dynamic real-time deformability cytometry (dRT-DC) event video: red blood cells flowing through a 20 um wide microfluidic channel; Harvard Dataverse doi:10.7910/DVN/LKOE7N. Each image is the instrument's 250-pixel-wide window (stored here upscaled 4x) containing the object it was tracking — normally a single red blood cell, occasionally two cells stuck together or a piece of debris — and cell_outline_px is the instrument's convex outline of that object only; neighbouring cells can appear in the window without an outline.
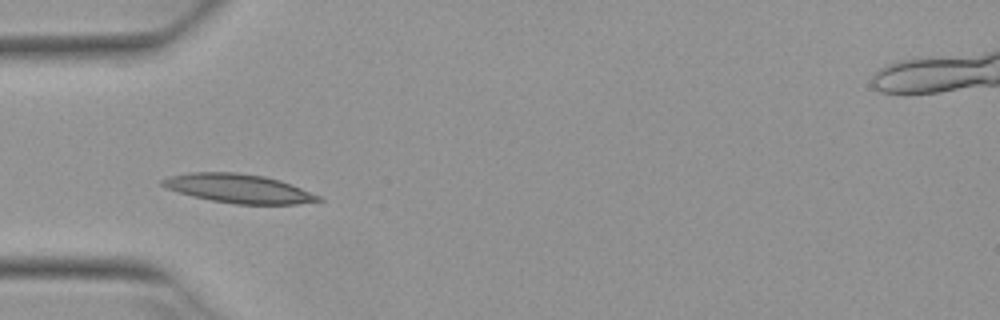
{"species": "Egyptian fruit bat (a non-hibernating species)", "species_latin": "Rousettus aegyptiacus", "temperature_condition": "warm", "stored_images_in_passage": 6, "camera_frame_rate_fps": 3000, "um_per_image_px": 0.085, "animal": {"sex": "female"}, "frame": {"image": 1, "passage_image": 4, "time_ms": 1.0, "image_size_px": [1000, 320], "cell_outline_px": [[324, 200], [296, 204], [236, 204], [212, 200], [192, 196], [168, 188], [160, 184], [160, 180], [172, 176], [188, 172], [236, 172], [264, 176], [280, 180], [292, 184], [320, 196]], "centroid_in_image_um": [20.3, 16.02], "position_along_channel_um": 64.7, "area_um2": 26.07}}
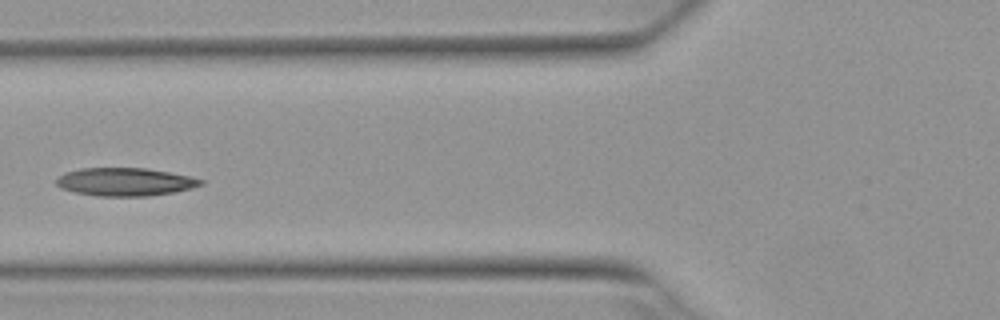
{"frame": {"image": 2, "passage_image": 5, "time_ms": 1.333, "image_size_px": [1000, 320], "cell_outline_px": [[204, 184], [192, 188], [176, 192], [148, 196], [96, 196], [76, 192], [60, 188], [56, 184], [56, 180], [64, 172], [80, 168], [144, 168], [192, 176], [204, 180]], "centroid_in_image_um": [10.65, 15.46], "position_along_channel_um": 115.1, "area_um2": 23.76}}
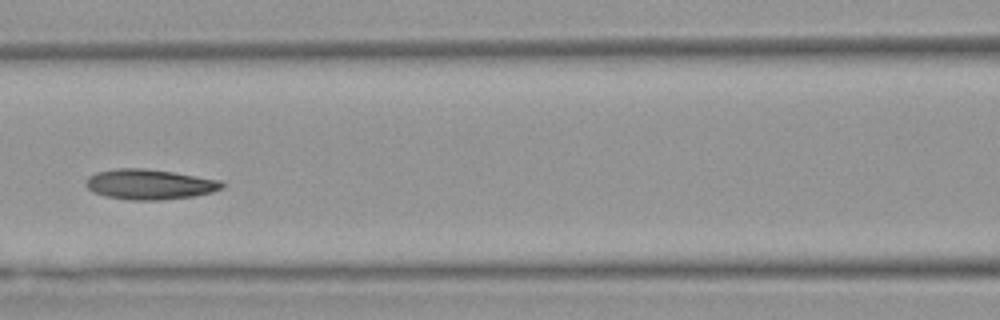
{"frame": {"image": 3, "passage_image": 6, "time_ms": 1.667, "image_size_px": [1000, 320], "cell_outline_px": [[224, 188], [212, 192], [192, 196], [160, 200], [128, 200], [108, 196], [92, 192], [84, 184], [84, 180], [88, 176], [96, 172], [116, 168], [144, 168], [172, 172], [220, 180], [224, 184]], "centroid_in_image_um": [12.67, 15.66], "position_along_channel_um": 153.9, "area_um2": 23.99}}